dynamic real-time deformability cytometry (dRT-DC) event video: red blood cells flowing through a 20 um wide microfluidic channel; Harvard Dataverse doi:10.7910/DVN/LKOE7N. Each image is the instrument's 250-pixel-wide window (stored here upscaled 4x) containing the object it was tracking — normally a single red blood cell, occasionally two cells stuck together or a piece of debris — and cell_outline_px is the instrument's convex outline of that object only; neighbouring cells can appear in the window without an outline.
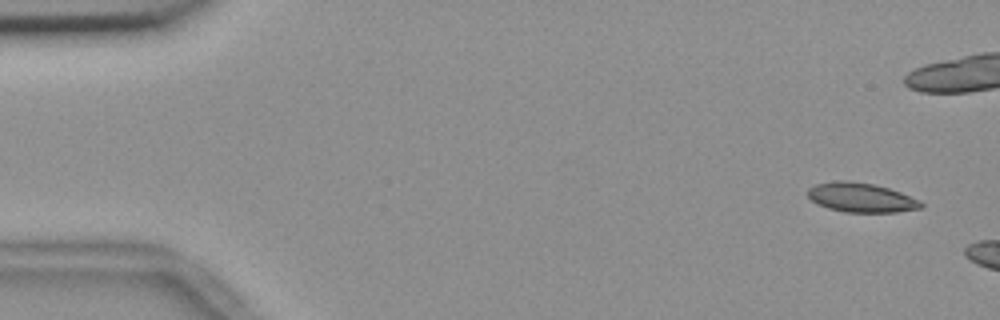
{"species": "common noctule bat (a hibernating species)", "species_latin": "Nyctalus noctula", "temperature_condition": "room temperature", "stored_images_in_passage": 3, "camera_frame_rate_fps": 3000, "um_per_image_px": 0.085, "animal": {"sex": "female", "body_mass_g": 18.4}, "frame": {"image": 1, "passage_image": 1, "time_ms": 0.0, "image_size_px": [1000, 320], "cell_outline_px": [[924, 204], [920, 208], [896, 212], [844, 212], [828, 208], [812, 200], [808, 196], [808, 188], [816, 184], [836, 180], [844, 180], [872, 184], [888, 188], [900, 192], [920, 200]], "centroid_in_image_um": [73.2, 16.79], "position_along_channel_um": 11.8, "area_um2": 19.19}}